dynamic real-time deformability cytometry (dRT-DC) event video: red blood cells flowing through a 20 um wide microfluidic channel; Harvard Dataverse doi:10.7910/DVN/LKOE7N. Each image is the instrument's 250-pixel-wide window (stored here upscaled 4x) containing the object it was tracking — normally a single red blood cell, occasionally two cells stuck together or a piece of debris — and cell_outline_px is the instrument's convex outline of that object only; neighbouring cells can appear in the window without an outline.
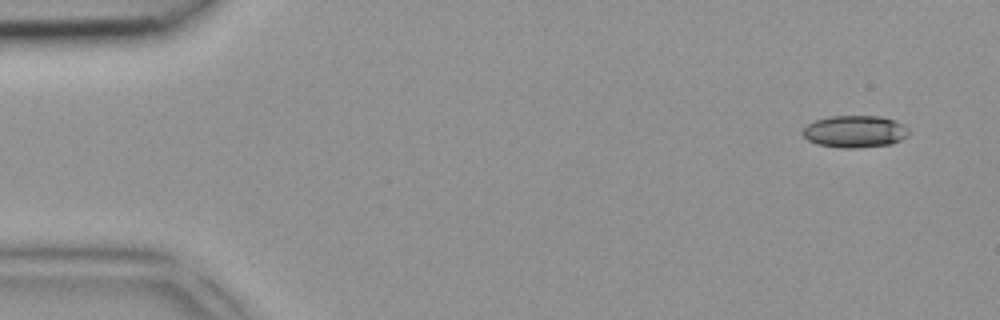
{"species": "common noctule bat (a hibernating species)", "species_latin": "Nyctalus noctula", "temperature_condition": "room temperature", "stored_images_in_passage": 5, "camera_frame_rate_fps": 3000, "um_per_image_px": 0.085, "animal": {"sex": "female", "body_mass_g": 18.4}, "frame": {"image": 1, "passage_image": 1, "time_ms": 0.0, "image_size_px": [1000, 320], "cell_outline_px": [[908, 136], [892, 144], [856, 148], [840, 148], [816, 144], [808, 140], [800, 132], [808, 124], [816, 120], [828, 116], [880, 116], [896, 120], [904, 124], [908, 128]], "centroid_in_image_um": [72.67, 11.18], "position_along_channel_um": 12.3, "area_um2": 20.06}}